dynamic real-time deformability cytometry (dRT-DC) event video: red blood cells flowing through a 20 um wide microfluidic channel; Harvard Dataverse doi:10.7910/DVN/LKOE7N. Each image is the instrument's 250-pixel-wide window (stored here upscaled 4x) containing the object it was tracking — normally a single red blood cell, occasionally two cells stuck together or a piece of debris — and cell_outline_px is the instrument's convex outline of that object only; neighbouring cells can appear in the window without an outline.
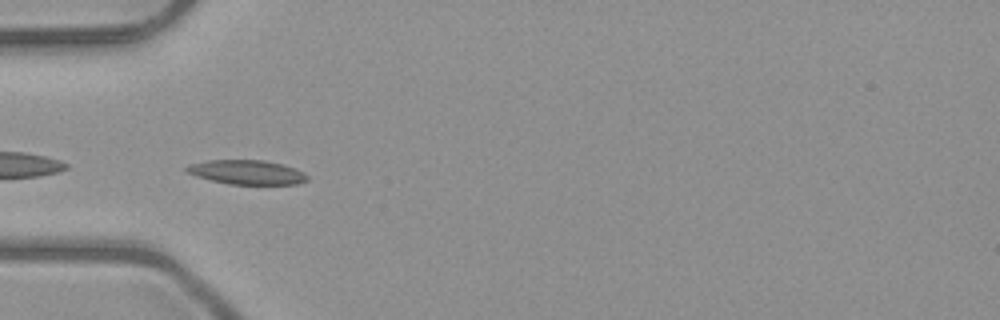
{"species": "common noctule bat (a hibernating species)", "species_latin": "Nyctalus noctula", "temperature_condition": "room temperature", "stored_images_in_passage": 53, "camera_frame_rate_fps": 3000, "um_per_image_px": 0.085, "animal": {"sex": "male", "body_mass_g": 23.1, "forearm_length_mm": 52.7}, "frame": {"image": 1, "passage_image": 18, "time_ms": 5.667, "image_size_px": [1000, 320], "cell_outline_px": [[308, 180], [296, 184], [228, 184], [196, 176], [188, 172], [184, 168], [188, 164], [208, 160], [264, 160], [284, 164], [304, 172], [308, 176]], "centroid_in_image_um": [20.99, 14.63], "position_along_channel_um": 64.0, "area_um2": 17.11}}
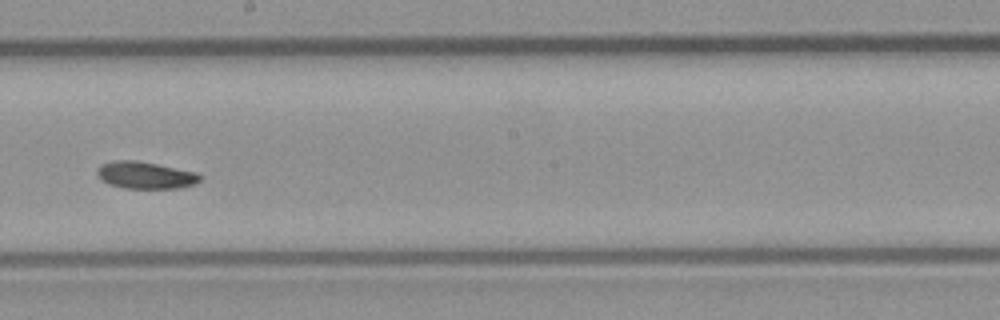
{"frame": {"image": 2, "passage_image": 31, "time_ms": 10.0, "image_size_px": [1000, 320], "cell_outline_px": [[200, 180], [196, 184], [180, 188], [124, 188], [108, 184], [96, 172], [96, 168], [100, 164], [112, 160], [136, 160], [196, 172], [200, 176]], "centroid_in_image_um": [12.34, 14.88], "position_along_channel_um": 235.9, "area_um2": 16.18}}
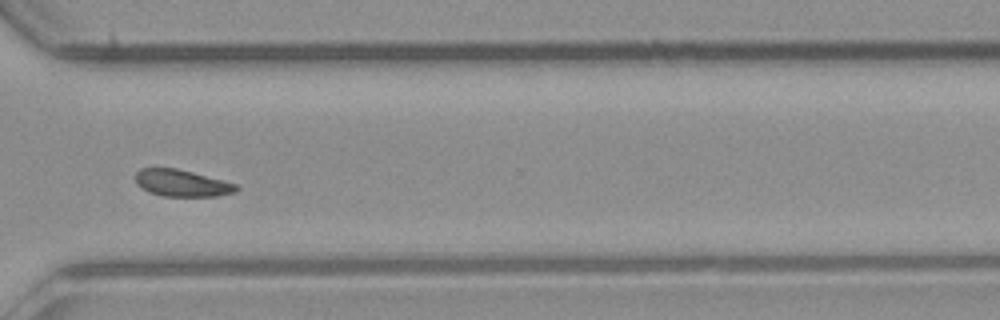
{"frame": {"image": 3, "passage_image": 40, "time_ms": 13.0, "image_size_px": [1000, 320], "cell_outline_px": [[240, 188], [236, 192], [220, 196], [164, 196], [148, 192], [136, 184], [136, 172], [140, 168], [176, 168], [192, 172], [236, 184]], "centroid_in_image_um": [15.45, 15.57], "position_along_channel_um": 355.1, "area_um2": 15.72}, "authors_computed_cell_mechanics": {"area_um2": 16.4152, "velocity_mm_per_s": 3.985, "shape_relaxation_time_tau1_ms": 3.4842, "shape_relaxation_time_tau2_ms": null, "deformation_change_tau1": 0.0806, "deformation_change_tau2": null}}